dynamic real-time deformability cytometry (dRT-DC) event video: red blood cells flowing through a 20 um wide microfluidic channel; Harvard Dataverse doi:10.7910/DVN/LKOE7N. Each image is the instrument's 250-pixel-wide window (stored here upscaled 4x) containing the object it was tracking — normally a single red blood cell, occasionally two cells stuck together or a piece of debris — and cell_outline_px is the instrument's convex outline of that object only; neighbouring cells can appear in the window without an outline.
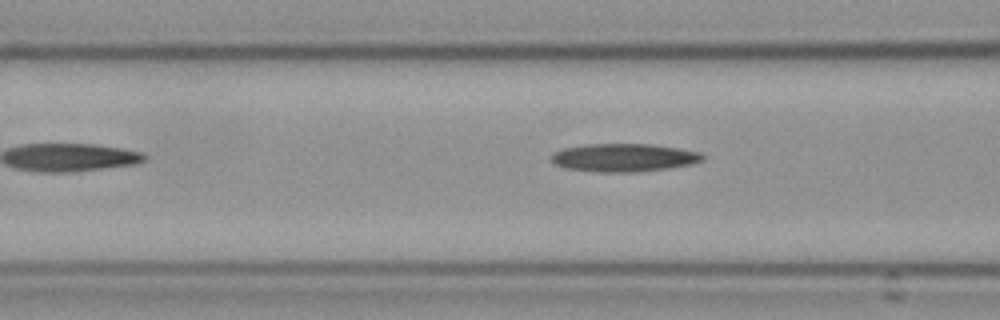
{"species": "Egyptian fruit bat (a non-hibernating species)", "species_latin": "Rousettus aegyptiacus", "temperature_condition": "cold", "stored_images_in_passage": 15, "camera_frame_rate_fps": 3000, "um_per_image_px": 0.085, "frame": {"image": 1, "passage_image": 5, "time_ms": 1.333, "image_size_px": [1000, 320], "cell_outline_px": [[704, 160], [692, 164], [668, 168], [636, 172], [600, 172], [564, 168], [556, 164], [552, 160], [552, 152], [564, 148], [584, 144], [652, 144], [680, 148], [700, 152], [704, 156]], "centroid_in_image_um": [53.05, 13.39], "position_along_channel_um": 113.6, "area_um2": 24.85}}